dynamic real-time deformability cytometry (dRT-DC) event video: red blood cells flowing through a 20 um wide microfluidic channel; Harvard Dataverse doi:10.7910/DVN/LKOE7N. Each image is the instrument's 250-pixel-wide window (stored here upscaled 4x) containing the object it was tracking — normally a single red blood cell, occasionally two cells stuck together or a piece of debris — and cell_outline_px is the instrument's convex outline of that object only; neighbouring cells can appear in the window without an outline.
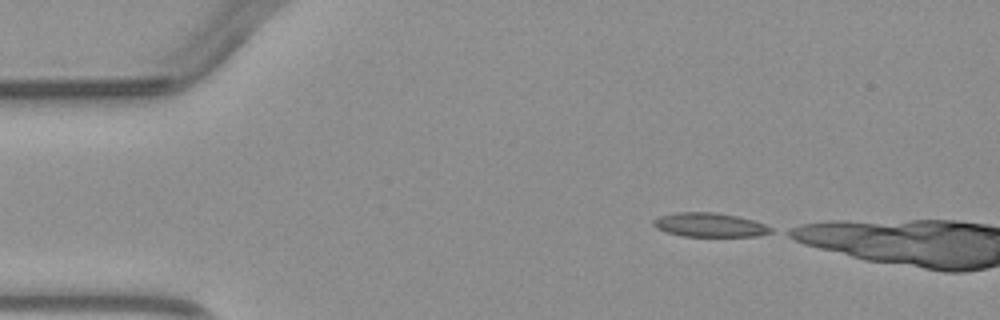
{"species": "common noctule bat (a hibernating species)", "species_latin": "Nyctalus noctula", "temperature_condition": "warm", "stored_images_in_passage": 2, "camera_frame_rate_fps": 3000, "um_per_image_px": 0.085, "animal": {"sex": "male", "body_mass_g": 23.1, "forearm_length_mm": 52.7}, "frame": {"image": 1, "passage_image": 1, "time_ms": 0.0, "image_size_px": [1000, 320], "cell_outline_px": [[772, 232], [760, 236], [684, 236], [664, 232], [656, 228], [652, 224], [652, 220], [660, 216], [676, 212], [716, 212], [736, 216], [752, 220], [764, 224], [772, 228]], "centroid_in_image_um": [60.28, 19.12], "position_along_channel_um": 24.7, "area_um2": 16.47}}